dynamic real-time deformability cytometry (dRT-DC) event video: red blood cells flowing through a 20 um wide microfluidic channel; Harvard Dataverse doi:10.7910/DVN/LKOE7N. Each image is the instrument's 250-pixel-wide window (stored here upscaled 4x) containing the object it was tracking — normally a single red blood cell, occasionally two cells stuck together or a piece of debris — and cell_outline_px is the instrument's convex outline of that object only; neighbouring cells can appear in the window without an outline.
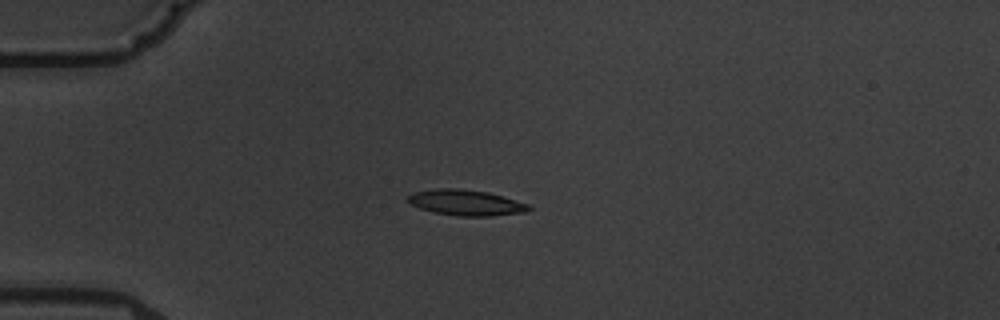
{"species": "common noctule bat (a hibernating species)", "species_latin": "Nyctalus noctula", "temperature_condition": "warm", "stored_images_in_passage": 4, "camera_frame_rate_fps": 3000, "um_per_image_px": 0.085, "animal": {"sex": "male", "body_mass_g": 19.5, "forearm_length_mm": 54.6}, "frame": {"image": 1, "passage_image": 1, "time_ms": 0.0, "image_size_px": [1000, 320], "cell_outline_px": [[532, 208], [524, 212], [492, 216], [456, 216], [432, 212], [408, 204], [408, 196], [412, 192], [436, 188], [460, 188], [488, 192], [528, 204]], "centroid_in_image_um": [39.55, 17.22], "position_along_channel_um": 45.5, "area_um2": 18.21}}
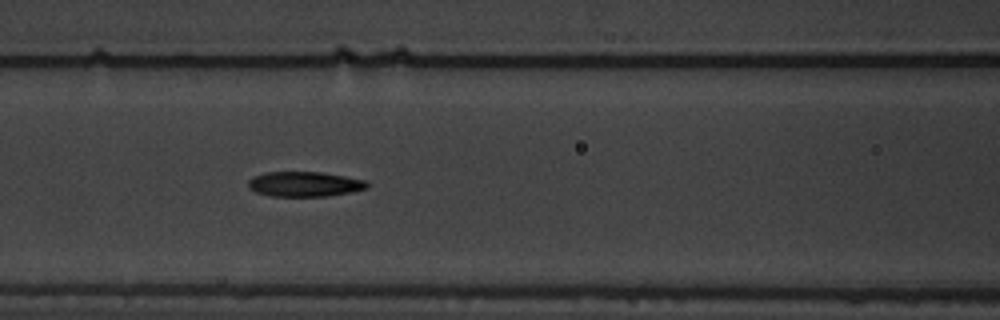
{"frame": {"image": 2, "passage_image": 4, "time_ms": 3.333, "image_size_px": [1000, 320], "cell_outline_px": [[368, 188], [352, 192], [328, 196], [272, 196], [256, 192], [248, 188], [248, 180], [252, 176], [264, 172], [320, 172], [344, 176], [364, 180], [368, 184]], "centroid_in_image_um": [25.85, 15.65], "position_along_channel_um": 140.7, "area_um2": 17.34}}